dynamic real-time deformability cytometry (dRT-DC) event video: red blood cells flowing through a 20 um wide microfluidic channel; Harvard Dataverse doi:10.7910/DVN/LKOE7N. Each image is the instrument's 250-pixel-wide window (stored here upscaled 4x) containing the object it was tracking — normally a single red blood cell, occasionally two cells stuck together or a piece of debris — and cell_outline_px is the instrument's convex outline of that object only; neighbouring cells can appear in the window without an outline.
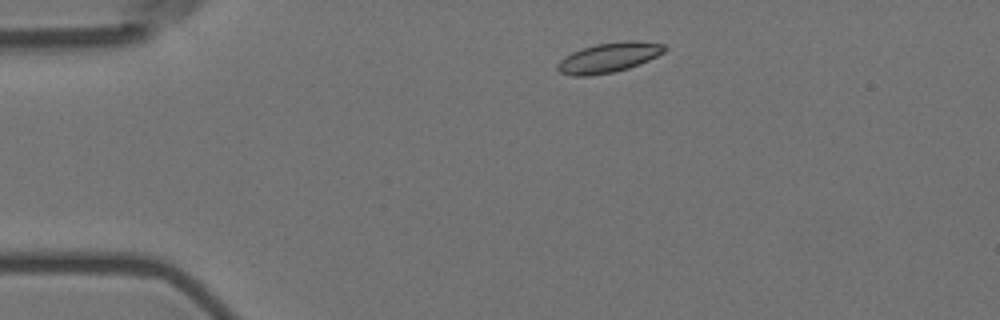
{"species": "Egyptian fruit bat (a non-hibernating species)", "species_latin": "Rousettus aegyptiacus", "temperature_condition": "room temperature", "stored_images_in_passage": 46, "camera_frame_rate_fps": 3000, "um_per_image_px": 0.085, "animal": {"sex": "female"}, "frame": {"image": 1, "passage_image": 1, "time_ms": 0.0, "image_size_px": [1000, 320], "cell_outline_px": [[668, 48], [664, 52], [648, 60], [628, 68], [612, 72], [588, 76], [572, 76], [560, 72], [556, 68], [556, 64], [564, 56], [572, 52], [596, 44], [624, 40], [640, 40], [664, 44]], "centroid_in_image_um": [51.74, 4.88], "position_along_channel_um": 33.3, "area_um2": 18.67}}
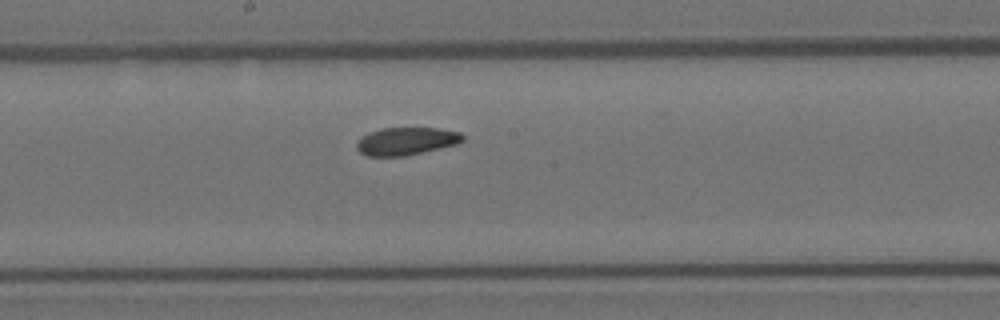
{"frame": {"image": 2, "passage_image": 20, "time_ms": 6.333, "image_size_px": [1000, 320], "cell_outline_px": [[464, 140], [456, 144], [440, 148], [404, 156], [368, 156], [360, 152], [356, 148], [356, 140], [360, 136], [368, 132], [380, 128], [436, 128], [460, 132], [464, 136]], "centroid_in_image_um": [34.48, 11.99], "position_along_channel_um": 213.7, "area_um2": 17.22}}
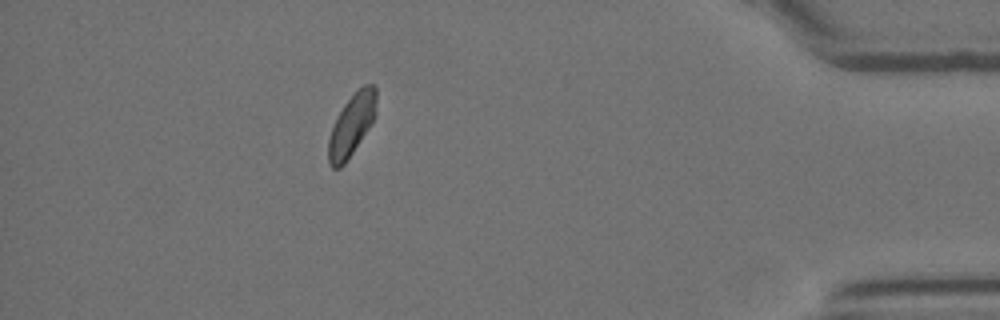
{"frame": {"image": 3, "passage_image": 40, "time_ms": 13.0, "image_size_px": [1000, 320], "cell_outline_px": [[376, 116], [344, 164], [340, 168], [332, 168], [328, 164], [328, 140], [332, 128], [344, 104], [364, 84], [376, 84]], "centroid_in_image_um": [29.9, 10.62], "position_along_channel_um": 405.3, "area_um2": 16.88}, "authors_computed_cell_mechanics": {"area_um2": 17.7157, "velocity_mm_per_s": 3.5891, "shape_relaxation_time_tau1_ms": null, "shape_relaxation_time_tau2_ms": 3.6558, "deformation_change_tau1": null, "deformation_change_tau2": 0.0681}}